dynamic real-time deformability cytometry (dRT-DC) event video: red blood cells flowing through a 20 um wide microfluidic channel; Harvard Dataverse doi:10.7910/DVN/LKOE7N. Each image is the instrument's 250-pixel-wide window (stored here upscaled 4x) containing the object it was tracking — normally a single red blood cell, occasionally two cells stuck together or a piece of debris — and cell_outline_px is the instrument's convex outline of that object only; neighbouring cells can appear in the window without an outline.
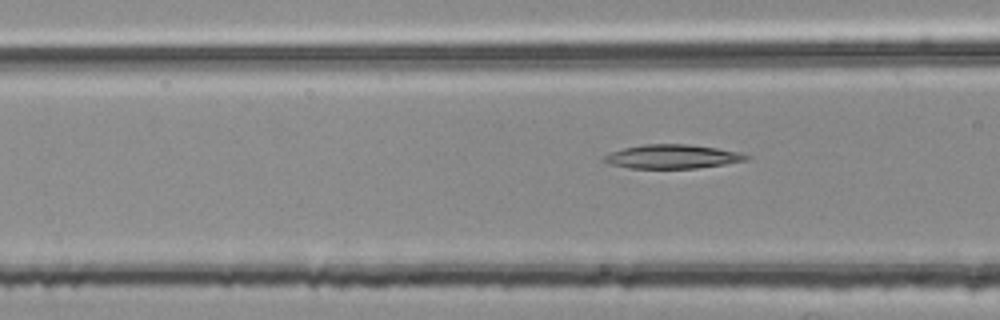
{"species": "common noctule bat (a hibernating species)", "species_latin": "Nyctalus noctula", "temperature_condition": "room temperature", "stored_images_in_passage": 6, "camera_frame_rate_fps": 3000, "um_per_image_px": 0.085, "animal": {"sex": "female", "body_mass_g": 25.1}, "frame": {"image": 1, "passage_image": 6, "time_ms": 1.667, "image_size_px": [1000, 320], "cell_outline_px": [[752, 156], [748, 160], [724, 164], [696, 168], [628, 168], [608, 164], [600, 160], [600, 156], [608, 152], [624, 148], [644, 144], [688, 144], [716, 148], [736, 152]], "centroid_in_image_um": [57.05, 13.31], "position_along_channel_um": 109.6, "area_um2": 20.0}}